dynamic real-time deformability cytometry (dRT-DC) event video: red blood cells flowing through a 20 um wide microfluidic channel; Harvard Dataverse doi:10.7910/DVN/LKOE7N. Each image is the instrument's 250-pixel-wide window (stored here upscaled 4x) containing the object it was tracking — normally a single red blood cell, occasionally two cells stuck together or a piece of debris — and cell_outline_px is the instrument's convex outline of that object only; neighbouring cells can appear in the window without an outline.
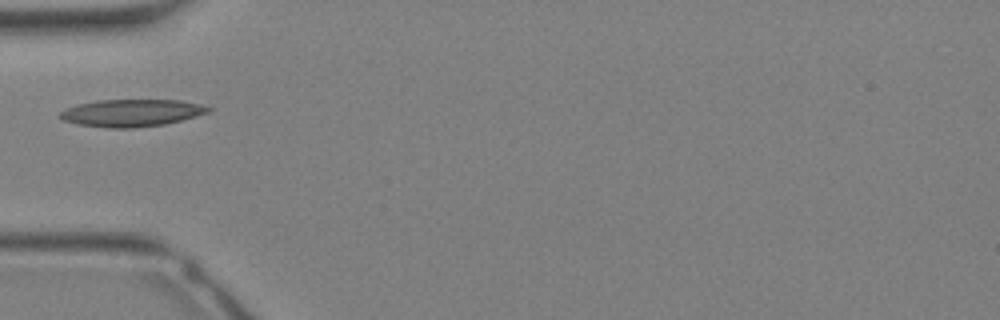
{"species": "Egyptian fruit bat (a non-hibernating species)", "species_latin": "Rousettus aegyptiacus", "temperature_condition": "warm", "stored_images_in_passage": 23, "camera_frame_rate_fps": 3000, "um_per_image_px": 0.085, "animal": {"sex": "female"}, "frame": {"image": 1, "passage_image": 1, "time_ms": 0.0, "image_size_px": [1000, 320], "cell_outline_px": [[212, 112], [164, 124], [132, 128], [108, 128], [76, 124], [64, 120], [60, 116], [60, 112], [64, 108], [76, 104], [100, 100], [180, 100], [200, 104], [212, 108]], "centroid_in_image_um": [11.18, 9.59], "position_along_channel_um": 73.8, "area_um2": 23.58}}
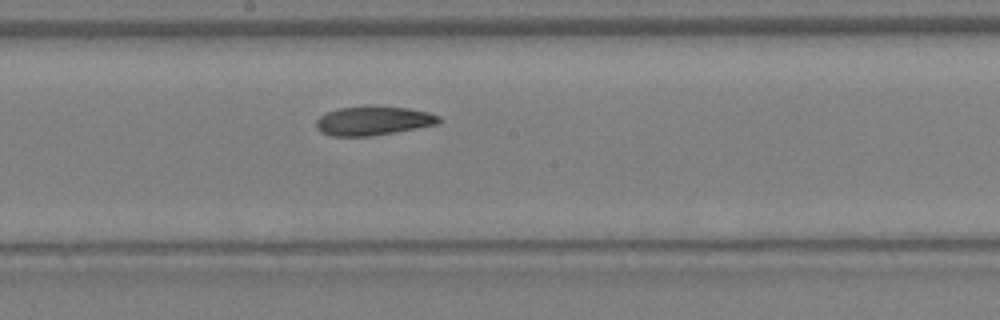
{"frame": {"image": 2, "passage_image": 8, "time_ms": 2.333, "image_size_px": [1000, 320], "cell_outline_px": [[444, 120], [440, 124], [372, 136], [332, 136], [320, 132], [316, 128], [316, 120], [320, 116], [328, 112], [340, 108], [408, 108], [428, 112], [440, 116]], "centroid_in_image_um": [31.77, 10.3], "position_along_channel_um": 216.4, "area_um2": 20.29}}
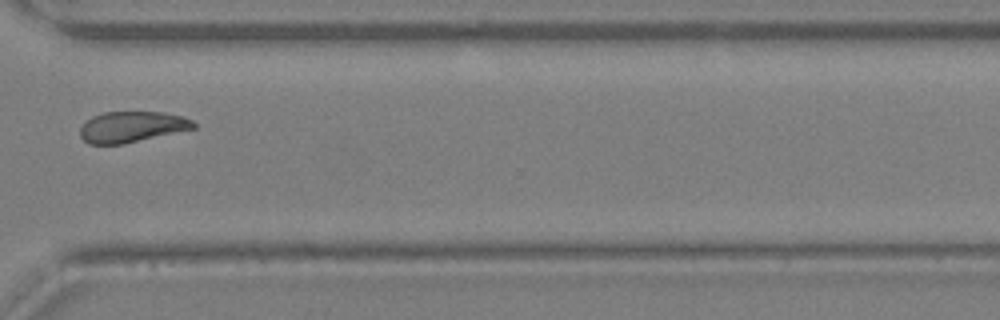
{"frame": {"image": 3, "passage_image": 15, "time_ms": 4.667, "image_size_px": [1000, 320], "cell_outline_px": [[196, 128], [124, 144], [88, 144], [80, 136], [80, 128], [92, 116], [104, 112], [164, 112], [184, 116], [192, 120], [196, 124]], "centroid_in_image_um": [11.23, 10.78], "position_along_channel_um": 359.4, "area_um2": 20.46}}